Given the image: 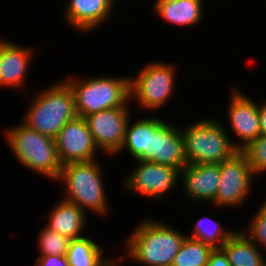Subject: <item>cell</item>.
<instances>
[{"mask_svg":"<svg viewBox=\"0 0 266 266\" xmlns=\"http://www.w3.org/2000/svg\"><path fill=\"white\" fill-rule=\"evenodd\" d=\"M255 177L245 155L238 151L220 163V182L217 194L211 203L215 207H241L252 189Z\"/></svg>","mask_w":266,"mask_h":266,"instance_id":"ba28073f","label":"cell"},{"mask_svg":"<svg viewBox=\"0 0 266 266\" xmlns=\"http://www.w3.org/2000/svg\"><path fill=\"white\" fill-rule=\"evenodd\" d=\"M111 1H113L115 4H117V1H118V0H111Z\"/></svg>","mask_w":266,"mask_h":266,"instance_id":"4dcf8cb0","label":"cell"},{"mask_svg":"<svg viewBox=\"0 0 266 266\" xmlns=\"http://www.w3.org/2000/svg\"><path fill=\"white\" fill-rule=\"evenodd\" d=\"M31 49L0 38V87H24L35 53Z\"/></svg>","mask_w":266,"mask_h":266,"instance_id":"9a60e30c","label":"cell"},{"mask_svg":"<svg viewBox=\"0 0 266 266\" xmlns=\"http://www.w3.org/2000/svg\"><path fill=\"white\" fill-rule=\"evenodd\" d=\"M259 125L261 135L266 136V101L259 103Z\"/></svg>","mask_w":266,"mask_h":266,"instance_id":"f1b7e54d","label":"cell"},{"mask_svg":"<svg viewBox=\"0 0 266 266\" xmlns=\"http://www.w3.org/2000/svg\"><path fill=\"white\" fill-rule=\"evenodd\" d=\"M240 151L256 176L266 172V136L259 135Z\"/></svg>","mask_w":266,"mask_h":266,"instance_id":"d4e9b609","label":"cell"},{"mask_svg":"<svg viewBox=\"0 0 266 266\" xmlns=\"http://www.w3.org/2000/svg\"><path fill=\"white\" fill-rule=\"evenodd\" d=\"M203 8V0H156L153 12L169 24L191 27L203 21Z\"/></svg>","mask_w":266,"mask_h":266,"instance_id":"ac0fdd59","label":"cell"},{"mask_svg":"<svg viewBox=\"0 0 266 266\" xmlns=\"http://www.w3.org/2000/svg\"><path fill=\"white\" fill-rule=\"evenodd\" d=\"M130 105L102 110L85 117L98 150L109 156L121 149L130 119Z\"/></svg>","mask_w":266,"mask_h":266,"instance_id":"30bf717a","label":"cell"},{"mask_svg":"<svg viewBox=\"0 0 266 266\" xmlns=\"http://www.w3.org/2000/svg\"><path fill=\"white\" fill-rule=\"evenodd\" d=\"M162 121V118L150 117L131 123L130 119L125 129V137L121 149L115 154L123 152L126 148L132 158L140 161H149L150 131Z\"/></svg>","mask_w":266,"mask_h":266,"instance_id":"d6986e66","label":"cell"},{"mask_svg":"<svg viewBox=\"0 0 266 266\" xmlns=\"http://www.w3.org/2000/svg\"><path fill=\"white\" fill-rule=\"evenodd\" d=\"M149 161L168 165L179 171L188 164L180 127L162 120L150 131Z\"/></svg>","mask_w":266,"mask_h":266,"instance_id":"4fadbf2b","label":"cell"},{"mask_svg":"<svg viewBox=\"0 0 266 266\" xmlns=\"http://www.w3.org/2000/svg\"><path fill=\"white\" fill-rule=\"evenodd\" d=\"M55 145L62 164L95 160L97 149L85 118L69 121L55 137Z\"/></svg>","mask_w":266,"mask_h":266,"instance_id":"8fae6325","label":"cell"},{"mask_svg":"<svg viewBox=\"0 0 266 266\" xmlns=\"http://www.w3.org/2000/svg\"><path fill=\"white\" fill-rule=\"evenodd\" d=\"M174 64L149 62L139 74L130 77V99L137 100L142 109L158 110L166 106L175 89L176 73Z\"/></svg>","mask_w":266,"mask_h":266,"instance_id":"52a82bcc","label":"cell"},{"mask_svg":"<svg viewBox=\"0 0 266 266\" xmlns=\"http://www.w3.org/2000/svg\"><path fill=\"white\" fill-rule=\"evenodd\" d=\"M207 266H231L227 255L221 248H215L210 253Z\"/></svg>","mask_w":266,"mask_h":266,"instance_id":"83f0119b","label":"cell"},{"mask_svg":"<svg viewBox=\"0 0 266 266\" xmlns=\"http://www.w3.org/2000/svg\"><path fill=\"white\" fill-rule=\"evenodd\" d=\"M213 247L186 236L172 266H207Z\"/></svg>","mask_w":266,"mask_h":266,"instance_id":"603a6c76","label":"cell"},{"mask_svg":"<svg viewBox=\"0 0 266 266\" xmlns=\"http://www.w3.org/2000/svg\"><path fill=\"white\" fill-rule=\"evenodd\" d=\"M137 161L135 170L125 177L124 190L148 197L151 200H163L178 182L180 183V171L177 168L153 163L150 161ZM178 181V182H177Z\"/></svg>","mask_w":266,"mask_h":266,"instance_id":"9c48e42d","label":"cell"},{"mask_svg":"<svg viewBox=\"0 0 266 266\" xmlns=\"http://www.w3.org/2000/svg\"><path fill=\"white\" fill-rule=\"evenodd\" d=\"M136 226L124 241L126 253L123 257L142 266H172L187 235L163 220L152 218Z\"/></svg>","mask_w":266,"mask_h":266,"instance_id":"6da1fadb","label":"cell"},{"mask_svg":"<svg viewBox=\"0 0 266 266\" xmlns=\"http://www.w3.org/2000/svg\"><path fill=\"white\" fill-rule=\"evenodd\" d=\"M65 6V21L79 33L92 32L101 27L116 8L111 0H68Z\"/></svg>","mask_w":266,"mask_h":266,"instance_id":"2e32d148","label":"cell"},{"mask_svg":"<svg viewBox=\"0 0 266 266\" xmlns=\"http://www.w3.org/2000/svg\"><path fill=\"white\" fill-rule=\"evenodd\" d=\"M230 103L228 106V120L230 128L236 134L235 147L240 151L249 142L256 139L260 133L259 104L248 97L239 88L230 89ZM232 93V94H231Z\"/></svg>","mask_w":266,"mask_h":266,"instance_id":"7c38bea8","label":"cell"},{"mask_svg":"<svg viewBox=\"0 0 266 266\" xmlns=\"http://www.w3.org/2000/svg\"><path fill=\"white\" fill-rule=\"evenodd\" d=\"M88 236L71 239L66 259L69 266H113L114 258H105L104 251Z\"/></svg>","mask_w":266,"mask_h":266,"instance_id":"44dd1931","label":"cell"},{"mask_svg":"<svg viewBox=\"0 0 266 266\" xmlns=\"http://www.w3.org/2000/svg\"><path fill=\"white\" fill-rule=\"evenodd\" d=\"M180 179L190 200L211 204L220 182V164H187L180 171Z\"/></svg>","mask_w":266,"mask_h":266,"instance_id":"5bb4252c","label":"cell"},{"mask_svg":"<svg viewBox=\"0 0 266 266\" xmlns=\"http://www.w3.org/2000/svg\"><path fill=\"white\" fill-rule=\"evenodd\" d=\"M86 215L76 204L62 199L50 209L45 225L58 234L77 239L84 236L82 233L88 223Z\"/></svg>","mask_w":266,"mask_h":266,"instance_id":"e0dca14e","label":"cell"},{"mask_svg":"<svg viewBox=\"0 0 266 266\" xmlns=\"http://www.w3.org/2000/svg\"><path fill=\"white\" fill-rule=\"evenodd\" d=\"M30 103L22 123L52 139L77 117L73 92L63 79L38 90Z\"/></svg>","mask_w":266,"mask_h":266,"instance_id":"7a4b0ae2","label":"cell"},{"mask_svg":"<svg viewBox=\"0 0 266 266\" xmlns=\"http://www.w3.org/2000/svg\"><path fill=\"white\" fill-rule=\"evenodd\" d=\"M259 211L249 220L248 228L242 232L261 250H266V200L259 206Z\"/></svg>","mask_w":266,"mask_h":266,"instance_id":"484cf974","label":"cell"},{"mask_svg":"<svg viewBox=\"0 0 266 266\" xmlns=\"http://www.w3.org/2000/svg\"><path fill=\"white\" fill-rule=\"evenodd\" d=\"M34 266H69L66 256L47 255L39 256Z\"/></svg>","mask_w":266,"mask_h":266,"instance_id":"4316f807","label":"cell"},{"mask_svg":"<svg viewBox=\"0 0 266 266\" xmlns=\"http://www.w3.org/2000/svg\"><path fill=\"white\" fill-rule=\"evenodd\" d=\"M9 148L15 159L25 168L44 178L56 180L62 168L55 139L30 129L23 123L5 131Z\"/></svg>","mask_w":266,"mask_h":266,"instance_id":"8992f818","label":"cell"},{"mask_svg":"<svg viewBox=\"0 0 266 266\" xmlns=\"http://www.w3.org/2000/svg\"><path fill=\"white\" fill-rule=\"evenodd\" d=\"M125 259L123 257V255H121L119 258H115L114 257V261H113V266H121V264L119 263L120 261L122 262V260ZM117 260V261H116ZM120 260V261H119ZM120 264V265H119Z\"/></svg>","mask_w":266,"mask_h":266,"instance_id":"f546056e","label":"cell"},{"mask_svg":"<svg viewBox=\"0 0 266 266\" xmlns=\"http://www.w3.org/2000/svg\"><path fill=\"white\" fill-rule=\"evenodd\" d=\"M74 95L78 117L117 107H126L130 102V77L96 76L63 79ZM129 102V103H128Z\"/></svg>","mask_w":266,"mask_h":266,"instance_id":"5b68a950","label":"cell"},{"mask_svg":"<svg viewBox=\"0 0 266 266\" xmlns=\"http://www.w3.org/2000/svg\"><path fill=\"white\" fill-rule=\"evenodd\" d=\"M217 119H202L180 128L188 164H220L239 150Z\"/></svg>","mask_w":266,"mask_h":266,"instance_id":"277c9868","label":"cell"},{"mask_svg":"<svg viewBox=\"0 0 266 266\" xmlns=\"http://www.w3.org/2000/svg\"><path fill=\"white\" fill-rule=\"evenodd\" d=\"M194 231L188 237L204 242L215 248H221L224 243L236 232L231 228H224L221 224L209 217L200 218L194 225Z\"/></svg>","mask_w":266,"mask_h":266,"instance_id":"7402d4cb","label":"cell"},{"mask_svg":"<svg viewBox=\"0 0 266 266\" xmlns=\"http://www.w3.org/2000/svg\"><path fill=\"white\" fill-rule=\"evenodd\" d=\"M231 266H266L261 250L242 231H236L221 247Z\"/></svg>","mask_w":266,"mask_h":266,"instance_id":"ffe728a7","label":"cell"},{"mask_svg":"<svg viewBox=\"0 0 266 266\" xmlns=\"http://www.w3.org/2000/svg\"><path fill=\"white\" fill-rule=\"evenodd\" d=\"M102 167L97 159L63 164L55 180L58 183L62 181L65 187L63 189L66 194L63 195V199L76 204L85 213L87 209L101 216L109 213L110 206L102 178Z\"/></svg>","mask_w":266,"mask_h":266,"instance_id":"3957f363","label":"cell"},{"mask_svg":"<svg viewBox=\"0 0 266 266\" xmlns=\"http://www.w3.org/2000/svg\"><path fill=\"white\" fill-rule=\"evenodd\" d=\"M42 228L38 236L39 256L66 255L71 239L65 235L56 233L46 226Z\"/></svg>","mask_w":266,"mask_h":266,"instance_id":"cb8c5ba5","label":"cell"}]
</instances>
